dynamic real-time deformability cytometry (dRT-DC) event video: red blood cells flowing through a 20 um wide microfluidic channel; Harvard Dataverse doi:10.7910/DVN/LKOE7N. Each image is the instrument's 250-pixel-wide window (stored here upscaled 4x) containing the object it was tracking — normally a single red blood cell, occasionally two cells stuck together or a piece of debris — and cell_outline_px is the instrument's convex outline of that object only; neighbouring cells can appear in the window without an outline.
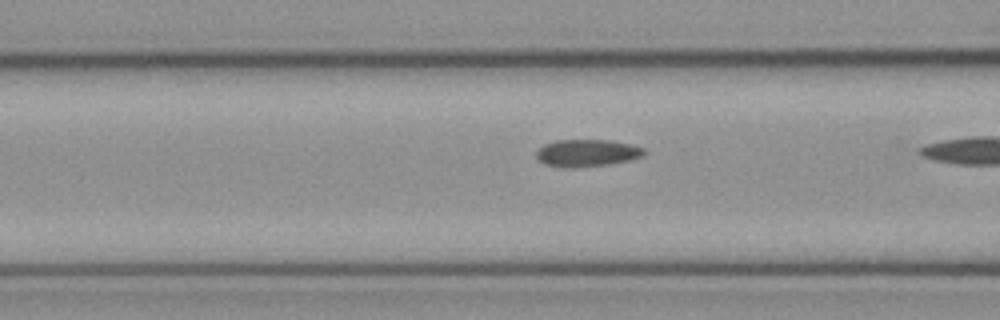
{"species": "common noctule bat (a hibernating species)", "species_latin": "Nyctalus noctula", "temperature_condition": "cold", "stored_images_in_passage": 8, "camera_frame_rate_fps": 3000, "um_per_image_px": 0.085, "animal": {"sex": "female", "body_mass_g": 21.9}, "frame": {"image": 1, "passage_image": 4, "time_ms": 1.0, "image_size_px": [1000, 320], "cell_outline_px": [[644, 156], [612, 164], [572, 168], [564, 168], [544, 164], [536, 156], [536, 152], [544, 144], [556, 140], [608, 140], [628, 144], [644, 148]], "centroid_in_image_um": [49.87, 13.01], "position_along_channel_um": 116.7, "area_um2": 17.05}}
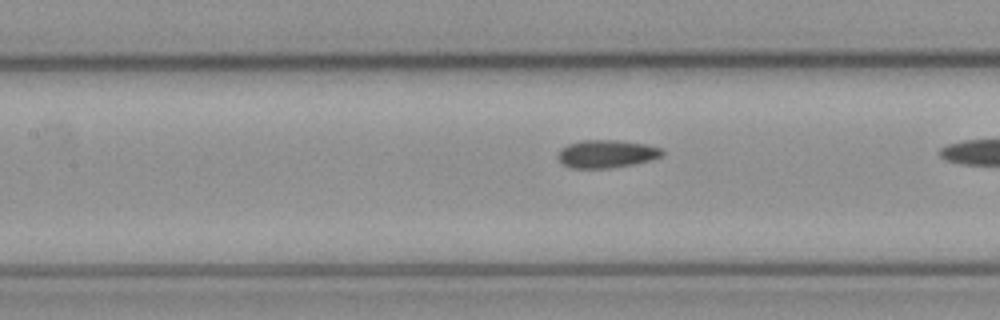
{"frame": {"image": 2, "passage_image": 7, "time_ms": 2.0, "image_size_px": [1000, 320], "cell_outline_px": [[664, 156], [632, 164], [608, 168], [572, 168], [564, 164], [556, 156], [560, 148], [568, 144], [580, 140], [616, 140], [644, 144], [664, 148]], "centroid_in_image_um": [51.55, 13.07], "position_along_channel_um": 155.9, "area_um2": 16.94}}